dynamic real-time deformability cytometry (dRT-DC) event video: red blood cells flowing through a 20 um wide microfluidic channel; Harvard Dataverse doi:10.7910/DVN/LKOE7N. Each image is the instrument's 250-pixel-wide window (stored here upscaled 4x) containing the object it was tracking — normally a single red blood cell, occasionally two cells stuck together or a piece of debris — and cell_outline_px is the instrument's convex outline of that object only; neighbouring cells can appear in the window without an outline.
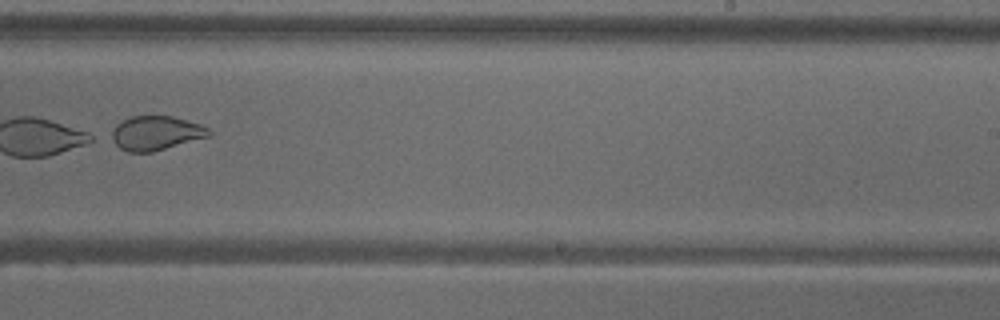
{"species": "common noctule bat (a hibernating species)", "species_latin": "Nyctalus noctula", "temperature_condition": "warm", "stored_images_in_passage": 34, "camera_frame_rate_fps": 3000, "um_per_image_px": 0.085, "animal": {"sex": "male", "body_mass_g": 18.8}, "frame": {"image": 1, "passage_image": 29, "time_ms": 9.333, "image_size_px": [1000, 320], "cell_outline_px": [[212, 136], [152, 152], [128, 152], [120, 148], [108, 140], [104, 136], [116, 124], [132, 116], [172, 116], [200, 124], [208, 128], [212, 132]], "centroid_in_image_um": [13.18, 11.32], "position_along_channel_um": 275.8, "area_um2": 19.94}}